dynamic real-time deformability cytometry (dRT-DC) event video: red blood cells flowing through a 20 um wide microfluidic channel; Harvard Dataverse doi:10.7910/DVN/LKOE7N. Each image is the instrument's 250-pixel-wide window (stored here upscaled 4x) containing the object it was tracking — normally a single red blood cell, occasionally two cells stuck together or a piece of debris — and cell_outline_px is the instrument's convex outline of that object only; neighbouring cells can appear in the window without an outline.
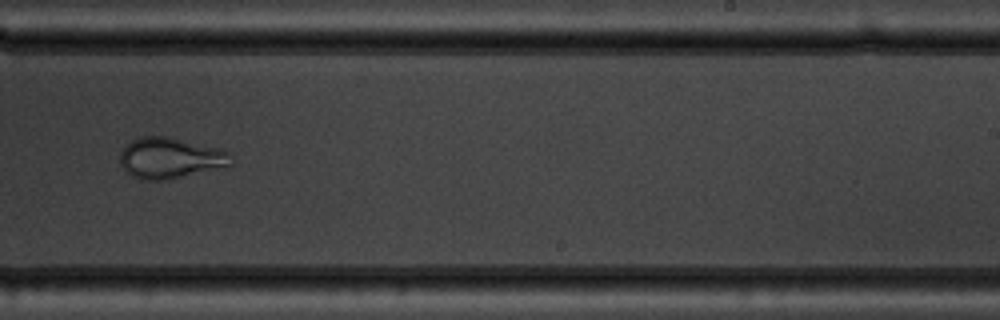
{"species": "common noctule bat (a hibernating species)", "species_latin": "Nyctalus noctula", "temperature_condition": "warm", "stored_images_in_passage": 6, "camera_frame_rate_fps": 3000, "um_per_image_px": 0.085, "animal": {"sex": "male", "body_mass_g": 19.5, "forearm_length_mm": 54.6}, "frame": {"image": 1, "passage_image": 6, "time_ms": 5.667, "image_size_px": [1000, 320], "cell_outline_px": [[232, 164], [228, 168], [160, 180], [140, 180], [132, 176], [120, 164], [120, 152], [132, 140], [140, 136], [168, 136], [220, 148], [232, 152]], "centroid_in_image_um": [14.54, 13.43], "position_along_channel_um": 274.5, "area_um2": 26.82}}